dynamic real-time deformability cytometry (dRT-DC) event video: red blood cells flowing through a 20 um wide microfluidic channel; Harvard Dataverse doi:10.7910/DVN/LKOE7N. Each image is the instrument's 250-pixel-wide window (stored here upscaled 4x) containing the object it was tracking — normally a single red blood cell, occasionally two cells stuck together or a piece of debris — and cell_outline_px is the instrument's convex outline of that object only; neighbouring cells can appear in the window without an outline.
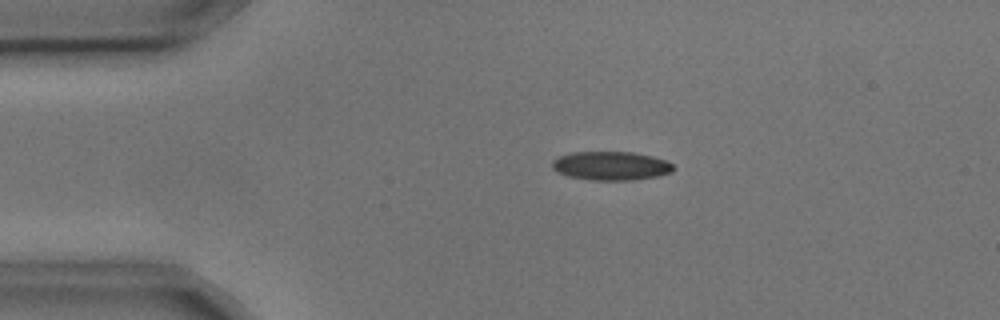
{"species": "common noctule bat (a hibernating species)", "species_latin": "Nyctalus noctula", "temperature_condition": "cold", "stored_images_in_passage": 2, "camera_frame_rate_fps": 3000, "um_per_image_px": 0.085, "animal": {"sex": "male", "body_mass_g": 17.9, "forearm_length_mm": 54.2}, "frame": {"image": 1, "passage_image": 1, "time_ms": 0.0, "image_size_px": [1000, 320], "cell_outline_px": [[676, 168], [672, 172], [656, 176], [632, 180], [592, 180], [568, 176], [556, 172], [552, 168], [552, 160], [556, 156], [572, 152], [636, 152], [668, 160]], "centroid_in_image_um": [51.92, 14.08], "position_along_channel_um": 33.1, "area_um2": 20.58}}